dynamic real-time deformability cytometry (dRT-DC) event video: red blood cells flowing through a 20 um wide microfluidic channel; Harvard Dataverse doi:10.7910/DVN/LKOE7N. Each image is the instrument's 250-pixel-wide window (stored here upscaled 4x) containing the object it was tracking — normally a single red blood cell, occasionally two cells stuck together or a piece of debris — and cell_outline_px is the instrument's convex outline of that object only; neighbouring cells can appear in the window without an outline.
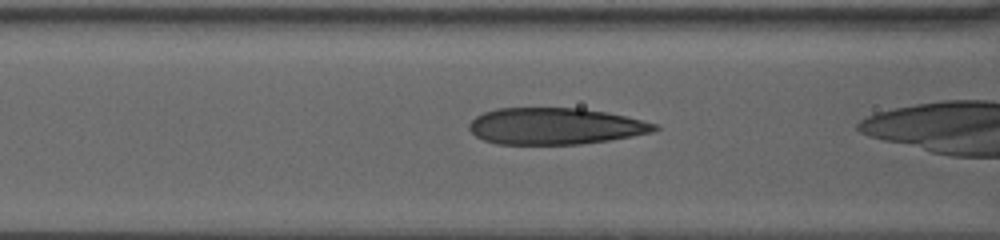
{"species": "human", "species_latin": "Homo sapiens", "temperature_condition": "warm", "stored_images_in_passage": 47, "camera_frame_rate_fps": 3000, "um_per_image_px": 0.085, "donor": {"sex": "female"}, "frame": {"image": 1, "passage_image": 38, "time_ms": 8.0, "image_size_px": [1000, 240], "cell_outline_px": [[660, 128], [652, 132], [632, 136], [608, 140], [580, 144], [496, 144], [484, 140], [476, 136], [468, 128], [468, 124], [476, 116], [484, 112], [496, 108], [580, 108], [608, 112], [656, 124]], "centroid_in_image_um": [47.15, 10.72], "position_along_channel_um": 119.4, "area_um2": 39.42}}
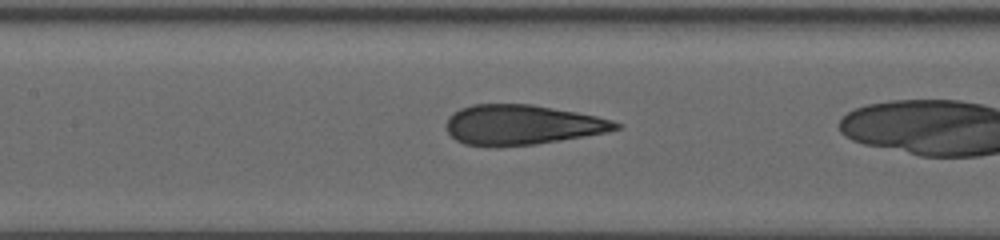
{"frame": {"image": 2, "passage_image": 44, "time_ms": 9.333, "image_size_px": [1000, 240], "cell_outline_px": [[620, 128], [608, 132], [536, 144], [496, 148], [464, 144], [456, 140], [448, 132], [444, 124], [448, 116], [460, 108], [472, 104], [532, 104], [576, 112], [596, 116], [612, 120], [620, 124]], "centroid_in_image_um": [44.31, 10.62], "position_along_channel_um": 163.1, "area_um2": 39.82}}